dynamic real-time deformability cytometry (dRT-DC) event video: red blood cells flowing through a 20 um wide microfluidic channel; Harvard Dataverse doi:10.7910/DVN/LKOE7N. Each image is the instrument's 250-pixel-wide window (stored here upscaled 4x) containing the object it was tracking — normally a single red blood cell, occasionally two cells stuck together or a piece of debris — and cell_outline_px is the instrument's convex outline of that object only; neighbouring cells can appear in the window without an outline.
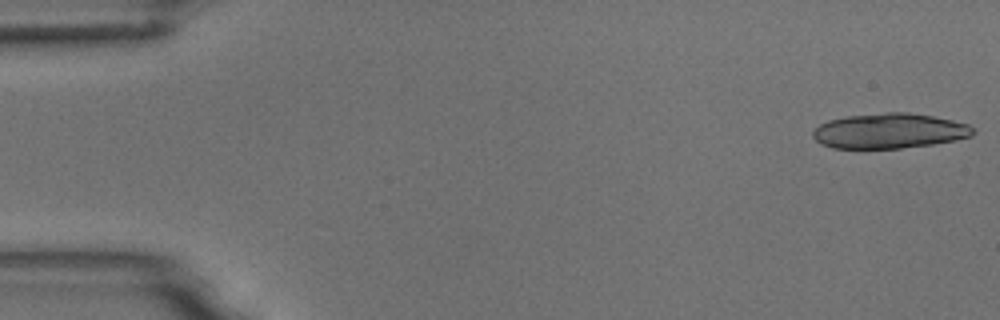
{"species": "common noctule bat (a hibernating species)", "species_latin": "Nyctalus noctula", "temperature_condition": "room temperature", "stored_images_in_passage": 5, "camera_frame_rate_fps": 3000, "um_per_image_px": 0.085, "animal": {"sex": "male", "body_mass_g": 18.8}, "frame": {"image": 1, "passage_image": 1, "time_ms": 0.0, "image_size_px": [1000, 320], "cell_outline_px": [[976, 132], [972, 136], [956, 140], [932, 144], [900, 148], [832, 148], [820, 144], [812, 136], [812, 132], [820, 124], [828, 120], [848, 116], [888, 112], [908, 112], [932, 116], [952, 120], [968, 124]], "centroid_in_image_um": [75.59, 11.13], "position_along_channel_um": 9.4, "area_um2": 32.71}}